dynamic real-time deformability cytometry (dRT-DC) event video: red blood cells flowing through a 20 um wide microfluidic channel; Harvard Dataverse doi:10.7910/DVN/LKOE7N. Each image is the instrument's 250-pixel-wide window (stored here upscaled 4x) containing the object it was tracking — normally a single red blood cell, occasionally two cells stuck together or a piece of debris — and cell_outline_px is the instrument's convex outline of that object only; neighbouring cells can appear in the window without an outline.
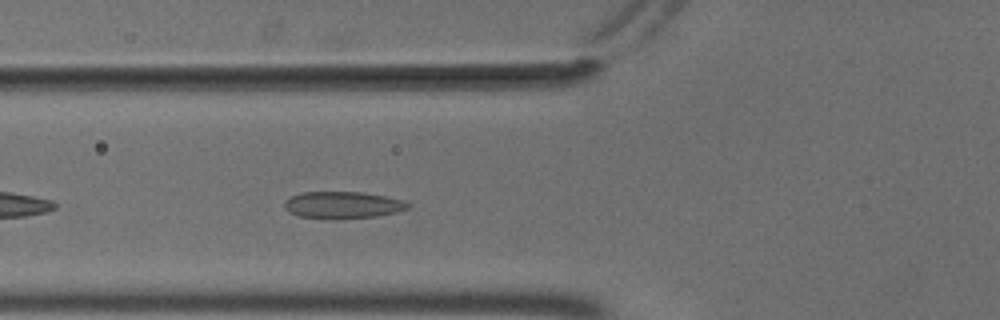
{"species": "common noctule bat (a hibernating species)", "species_latin": "Nyctalus noctula", "temperature_condition": "cold", "stored_images_in_passage": 38, "camera_frame_rate_fps": 3000, "um_per_image_px": 0.085, "animal": {"sex": "male", "body_mass_g": 18.8}, "frame": {"image": 1, "passage_image": 8, "time_ms": 2.333, "image_size_px": [1000, 320], "cell_outline_px": [[408, 208], [396, 212], [376, 216], [300, 216], [288, 212], [284, 208], [284, 200], [300, 192], [364, 192], [404, 200], [408, 204]], "centroid_in_image_um": [29.11, 17.37], "position_along_channel_um": 96.7, "area_um2": 18.44}}
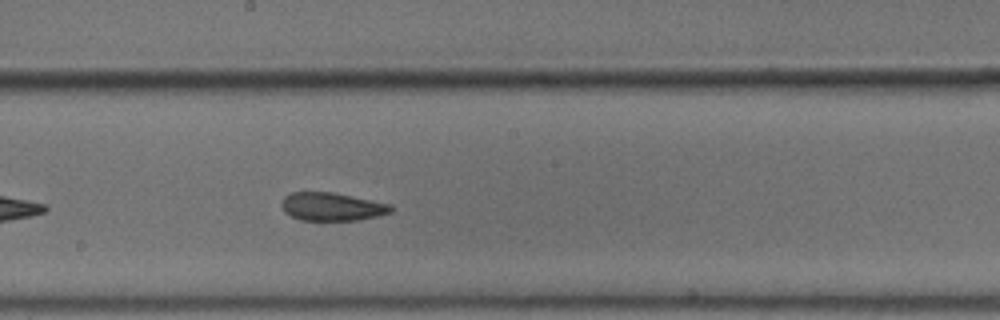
{"frame": {"image": 2, "passage_image": 18, "time_ms": 5.667, "image_size_px": [1000, 320], "cell_outline_px": [[396, 208], [392, 212], [376, 216], [356, 220], [300, 220], [284, 212], [280, 204], [284, 196], [292, 192], [332, 192], [392, 204]], "centroid_in_image_um": [28.22, 17.56], "position_along_channel_um": 220.0, "area_um2": 18.03}}
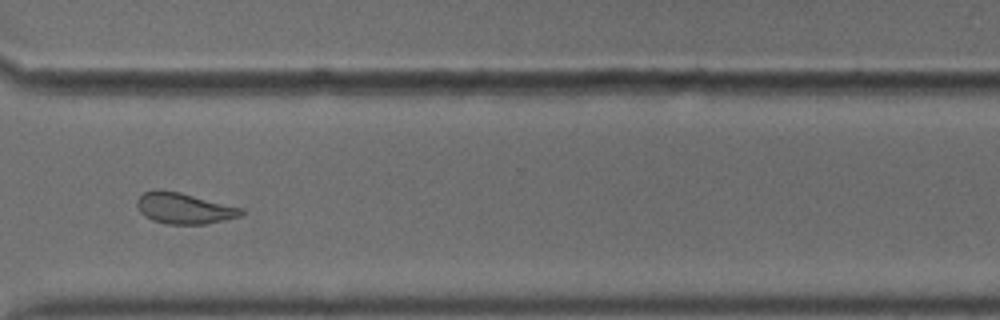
{"frame": {"image": 3, "passage_image": 29, "time_ms": 9.333, "image_size_px": [1000, 320], "cell_outline_px": [[244, 212], [240, 216], [224, 220], [204, 224], [168, 224], [152, 220], [144, 216], [140, 212], [136, 204], [136, 200], [144, 192], [156, 188], [160, 188], [180, 192], [244, 208]], "centroid_in_image_um": [15.62, 17.69], "position_along_channel_um": 355.0, "area_um2": 19.02}}